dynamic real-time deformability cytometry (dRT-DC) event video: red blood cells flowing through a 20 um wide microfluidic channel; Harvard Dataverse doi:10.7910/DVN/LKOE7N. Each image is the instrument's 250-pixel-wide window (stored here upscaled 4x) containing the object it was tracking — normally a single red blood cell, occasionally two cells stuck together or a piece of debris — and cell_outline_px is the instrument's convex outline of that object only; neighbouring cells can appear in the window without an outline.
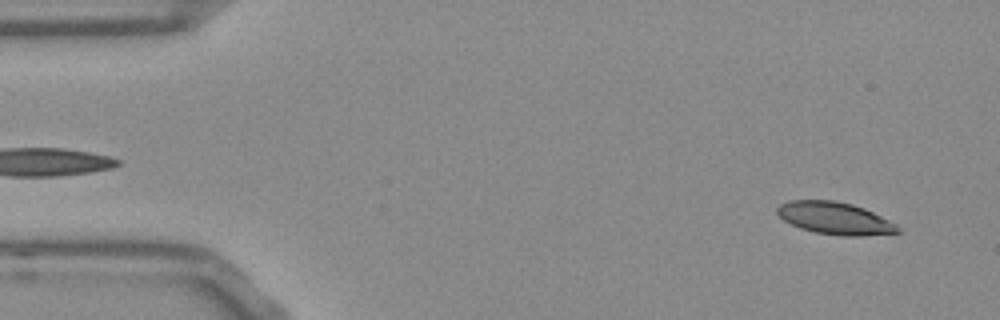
{"species": "Egyptian fruit bat (a non-hibernating species)", "species_latin": "Rousettus aegyptiacus", "temperature_condition": "room temperature", "stored_images_in_passage": 12, "camera_frame_rate_fps": 3000, "um_per_image_px": 0.085, "frame": {"image": 1, "passage_image": 3, "time_ms": 0.667, "image_size_px": [1000, 320], "cell_outline_px": [[900, 232], [860, 236], [840, 236], [816, 232], [800, 228], [784, 220], [776, 212], [776, 208], [780, 204], [788, 200], [832, 200], [852, 204], [864, 208], [896, 224], [900, 228]], "centroid_in_image_um": [70.94, 18.55], "position_along_channel_um": 14.1, "area_um2": 22.54}}